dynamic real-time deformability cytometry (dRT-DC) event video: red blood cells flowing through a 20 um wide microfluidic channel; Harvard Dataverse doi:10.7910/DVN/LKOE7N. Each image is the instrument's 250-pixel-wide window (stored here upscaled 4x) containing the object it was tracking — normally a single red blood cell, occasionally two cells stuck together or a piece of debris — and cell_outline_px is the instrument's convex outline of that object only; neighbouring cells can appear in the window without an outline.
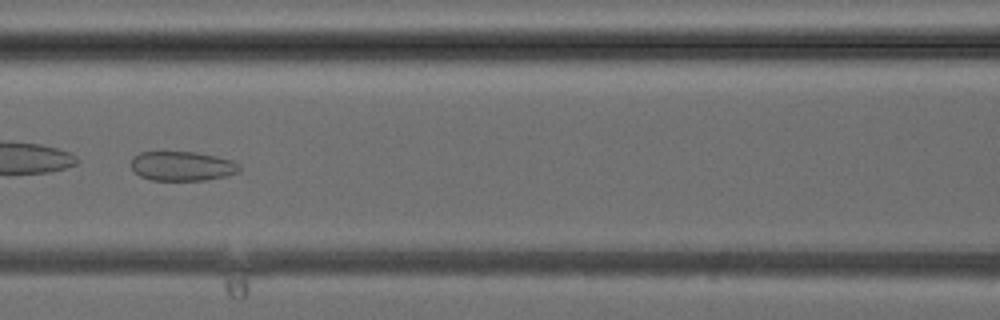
{"species": "common noctule bat (a hibernating species)", "species_latin": "Nyctalus noctula", "temperature_condition": "cold", "stored_images_in_passage": 38, "camera_frame_rate_fps": 3000, "um_per_image_px": 0.085, "animal": {"sex": "female", "body_mass_g": 24.6, "forearm_length_mm": 56.2}, "frame": {"image": 1, "passage_image": 17, "time_ms": 5.333, "image_size_px": [1000, 320], "cell_outline_px": [[240, 172], [224, 176], [204, 180], [152, 180], [140, 176], [128, 164], [132, 156], [140, 152], [196, 152], [216, 156], [232, 160], [240, 164]], "centroid_in_image_um": [15.46, 14.11], "position_along_channel_um": 151.1, "area_um2": 18.73}}
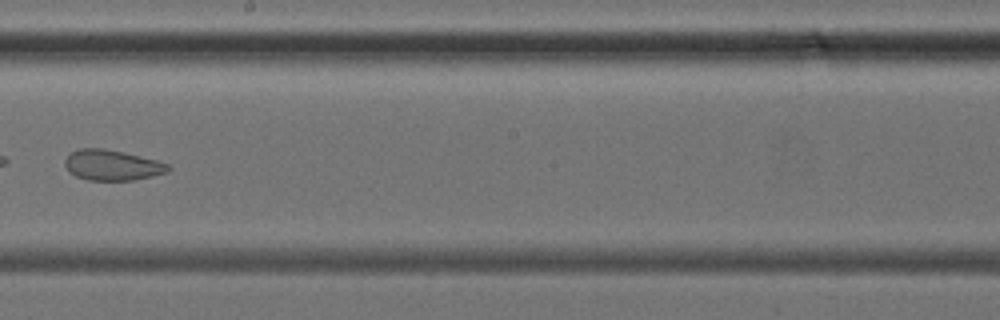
{"frame": {"image": 2, "passage_image": 22, "time_ms": 7.0, "image_size_px": [1000, 320], "cell_outline_px": [[172, 168], [168, 172], [152, 176], [132, 180], [88, 180], [76, 176], [68, 172], [64, 164], [64, 160], [72, 152], [80, 148], [104, 148], [124, 152], [156, 160], [168, 164]], "centroid_in_image_um": [9.52, 14.04], "position_along_channel_um": 238.7, "area_um2": 18.38}}